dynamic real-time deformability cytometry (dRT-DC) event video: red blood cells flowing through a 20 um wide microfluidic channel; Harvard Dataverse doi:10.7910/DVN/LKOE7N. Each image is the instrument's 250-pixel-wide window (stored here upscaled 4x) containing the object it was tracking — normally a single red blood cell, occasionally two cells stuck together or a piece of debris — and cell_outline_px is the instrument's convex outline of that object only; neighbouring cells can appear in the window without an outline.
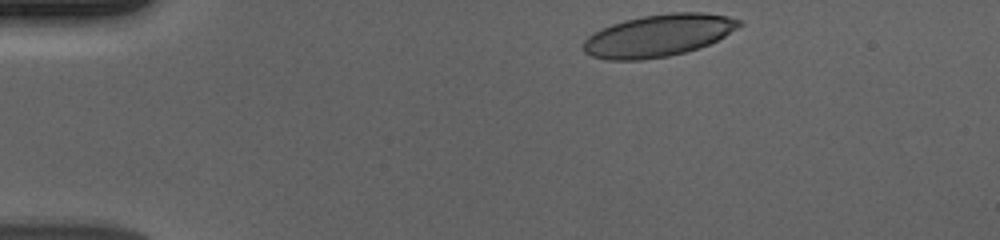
{"species": "human", "species_latin": "Homo sapiens", "temperature_condition": "cold", "stored_images_in_passage": 47, "camera_frame_rate_fps": 3000, "um_per_image_px": 0.085, "donor": {"sex": "male"}, "frame": {"image": 1, "passage_image": 1, "time_ms": 0.0, "image_size_px": [1000, 240], "cell_outline_px": [[744, 24], [724, 36], [708, 44], [684, 52], [668, 56], [644, 60], [608, 60], [592, 56], [584, 52], [584, 40], [588, 36], [612, 24], [644, 16], [672, 12], [704, 12], [728, 16], [744, 20]], "centroid_in_image_um": [56.0, 3.01], "position_along_channel_um": 29.0, "area_um2": 37.97}}
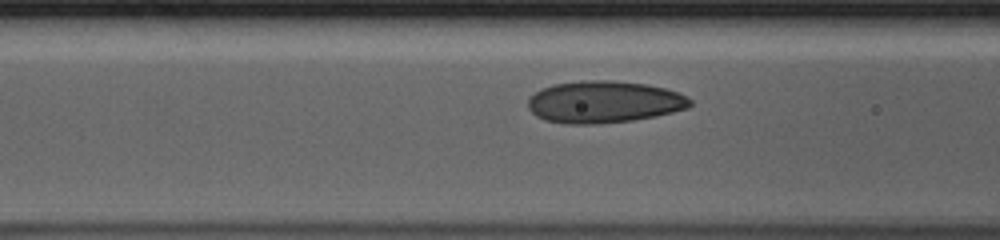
{"frame": {"image": 2, "passage_image": 14, "time_ms": 4.333, "image_size_px": [1000, 240], "cell_outline_px": [[692, 104], [688, 108], [656, 116], [632, 120], [596, 124], [564, 124], [544, 120], [536, 116], [528, 108], [528, 100], [536, 92], [552, 84], [584, 80], [608, 80], [648, 84], [664, 88], [688, 96], [692, 100]], "centroid_in_image_um": [51.34, 8.67], "position_along_channel_um": 115.3, "area_um2": 39.77}}
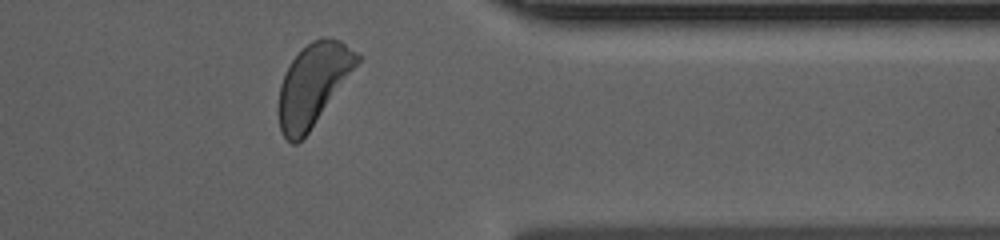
{"frame": {"image": 3, "passage_image": 37, "time_ms": 12.0, "image_size_px": [1000, 240], "cell_outline_px": [[360, 60], [308, 132], [296, 144], [292, 144], [280, 132], [276, 112], [276, 108], [280, 84], [292, 60], [312, 40], [320, 36], [324, 36], [340, 40], [356, 52], [360, 56]], "centroid_in_image_um": [26.55, 7.2], "position_along_channel_um": 384.8, "area_um2": 36.93}, "authors_computed_cell_mechanics": {"area_um2": 37.4544, "velocity_mm_per_s": 3.6468, "shape_relaxation_time_tau1_ms": 3.0725, "shape_relaxation_time_tau2_ms": 1.5805, "deformation_change_tau1": 0.1316, "deformation_change_tau2": 0.0711}}